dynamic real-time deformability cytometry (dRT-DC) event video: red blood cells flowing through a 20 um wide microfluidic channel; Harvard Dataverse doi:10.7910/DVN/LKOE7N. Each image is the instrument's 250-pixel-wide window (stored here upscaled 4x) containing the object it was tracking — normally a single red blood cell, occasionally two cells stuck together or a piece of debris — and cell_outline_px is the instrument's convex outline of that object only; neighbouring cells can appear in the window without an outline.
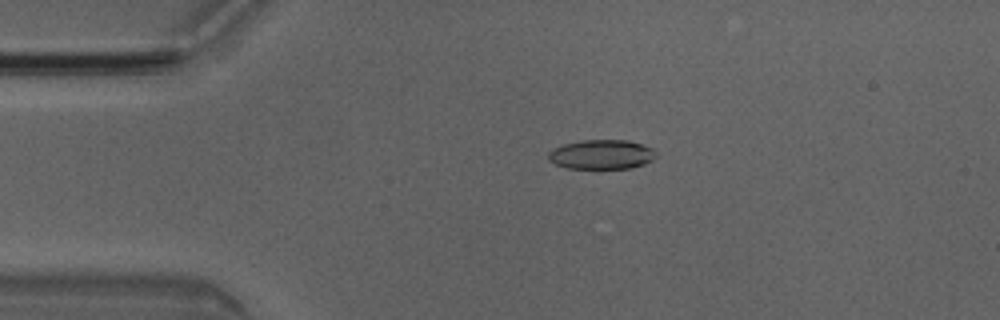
{"species": "Egyptian fruit bat (a non-hibernating species)", "species_latin": "Rousettus aegyptiacus", "temperature_condition": "room temperature", "stored_images_in_passage": 50, "camera_frame_rate_fps": 3000, "um_per_image_px": 0.085, "animal": {"sex": "male"}, "frame": {"image": 1, "passage_image": 10, "time_ms": 3.0, "image_size_px": [1000, 320], "cell_outline_px": [[656, 156], [652, 160], [644, 164], [632, 168], [568, 168], [556, 164], [548, 160], [548, 152], [552, 148], [564, 144], [580, 140], [628, 140], [652, 148], [656, 152]], "centroid_in_image_um": [51.12, 13.12], "position_along_channel_um": 33.9, "area_um2": 18.5}}
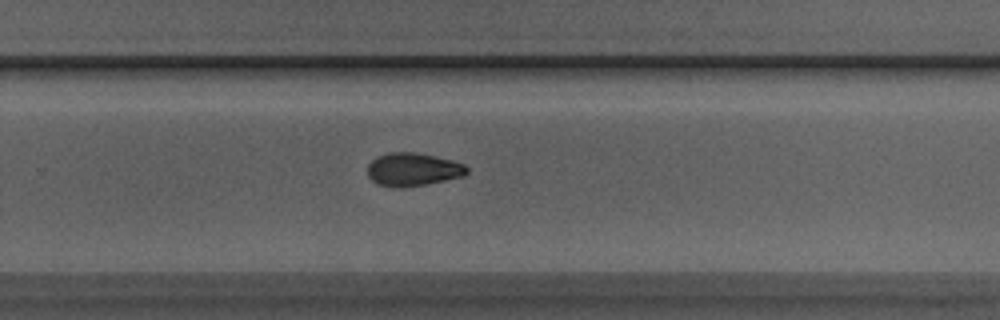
{"frame": {"image": 2, "passage_image": 32, "time_ms": 10.333, "image_size_px": [1000, 320], "cell_outline_px": [[468, 172], [464, 176], [424, 184], [396, 188], [392, 188], [376, 184], [368, 176], [368, 164], [376, 156], [388, 152], [416, 152], [436, 156], [452, 160], [464, 164], [468, 168]], "centroid_in_image_um": [35.07, 14.39], "position_along_channel_um": 294.7, "area_um2": 19.31}}
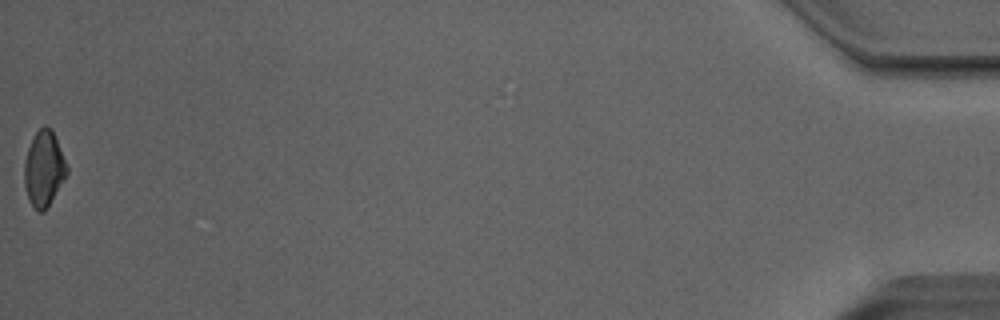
{"frame": {"image": 3, "passage_image": 50, "time_ms": 16.333, "image_size_px": [1000, 320], "cell_outline_px": [[68, 172], [44, 212], [40, 212], [28, 200], [24, 184], [24, 164], [28, 148], [36, 132], [44, 124], [52, 128], [68, 168]], "centroid_in_image_um": [3.72, 14.31], "position_along_channel_um": 431.5, "area_um2": 18.44}, "authors_computed_cell_mechanics": {"area_um2": 19.2474, "velocity_mm_per_s": 4.0721, "shape_relaxation_time_tau1_ms": 8.8071, "shape_relaxation_time_tau2_ms": 7.7284, "deformation_change_tau1": 0.1807, "deformation_change_tau2": 0.1334}}